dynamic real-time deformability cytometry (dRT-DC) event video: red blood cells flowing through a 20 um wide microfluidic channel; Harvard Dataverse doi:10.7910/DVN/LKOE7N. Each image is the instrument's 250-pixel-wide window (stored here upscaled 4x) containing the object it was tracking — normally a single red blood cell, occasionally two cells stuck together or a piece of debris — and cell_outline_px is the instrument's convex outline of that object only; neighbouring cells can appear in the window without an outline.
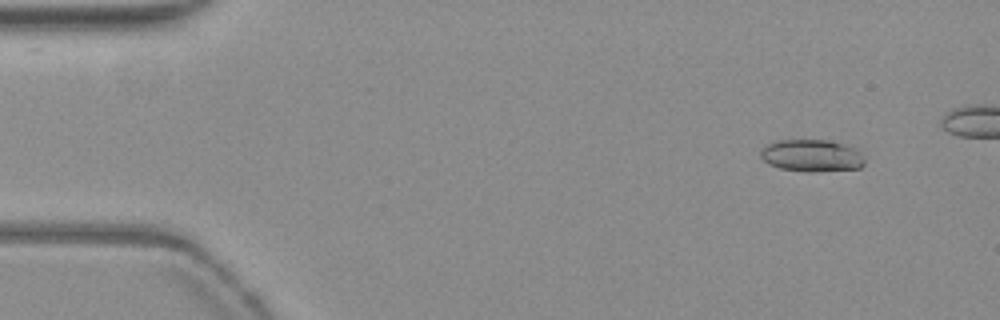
{"species": "common noctule bat (a hibernating species)", "species_latin": "Nyctalus noctula", "temperature_condition": "warm", "stored_images_in_passage": 2, "camera_frame_rate_fps": 3000, "um_per_image_px": 0.085, "animal": {"sex": "female", "body_mass_g": 19.3, "forearm_length_mm": 54.1}, "frame": {"image": 1, "passage_image": 1, "time_ms": 0.0, "image_size_px": [1000, 320], "cell_outline_px": [[864, 164], [860, 168], [816, 172], [804, 172], [780, 168], [768, 164], [760, 156], [760, 152], [768, 144], [780, 140], [832, 140], [852, 148], [860, 152], [864, 160]], "centroid_in_image_um": [68.99, 13.24], "position_along_channel_um": 16.0, "area_um2": 19.42}}